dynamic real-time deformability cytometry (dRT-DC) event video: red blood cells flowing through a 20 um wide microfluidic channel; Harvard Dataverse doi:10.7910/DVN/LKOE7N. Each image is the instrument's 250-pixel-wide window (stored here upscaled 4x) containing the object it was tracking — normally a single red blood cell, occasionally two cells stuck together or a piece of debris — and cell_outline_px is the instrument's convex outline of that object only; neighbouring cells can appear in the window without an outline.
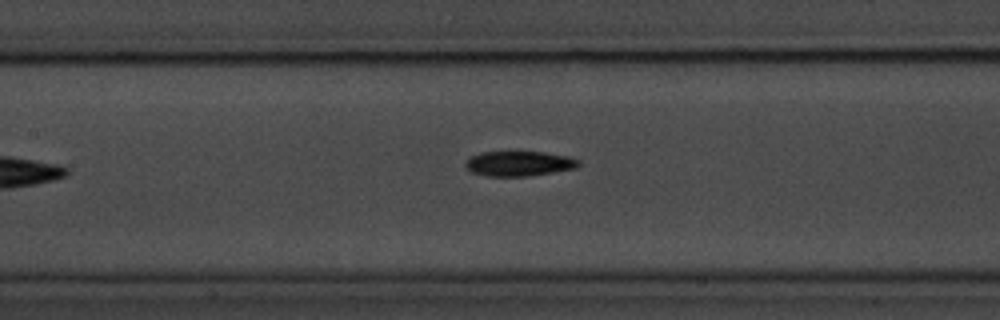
{"species": "common noctule bat (a hibernating species)", "species_latin": "Nyctalus noctula", "temperature_condition": "room temperature", "stored_images_in_passage": 8, "camera_frame_rate_fps": 3000, "um_per_image_px": 0.085, "animal": {"sex": "male", "body_mass_g": 20.1, "forearm_length_mm": 53.5}, "frame": {"image": 1, "passage_image": 8, "time_ms": 8.333, "image_size_px": [1000, 320], "cell_outline_px": [[580, 164], [576, 168], [528, 176], [488, 176], [472, 172], [464, 164], [468, 156], [480, 152], [544, 152], [568, 156], [580, 160]], "centroid_in_image_um": [44.1, 13.89], "position_along_channel_um": 163.3, "area_um2": 16.47}}